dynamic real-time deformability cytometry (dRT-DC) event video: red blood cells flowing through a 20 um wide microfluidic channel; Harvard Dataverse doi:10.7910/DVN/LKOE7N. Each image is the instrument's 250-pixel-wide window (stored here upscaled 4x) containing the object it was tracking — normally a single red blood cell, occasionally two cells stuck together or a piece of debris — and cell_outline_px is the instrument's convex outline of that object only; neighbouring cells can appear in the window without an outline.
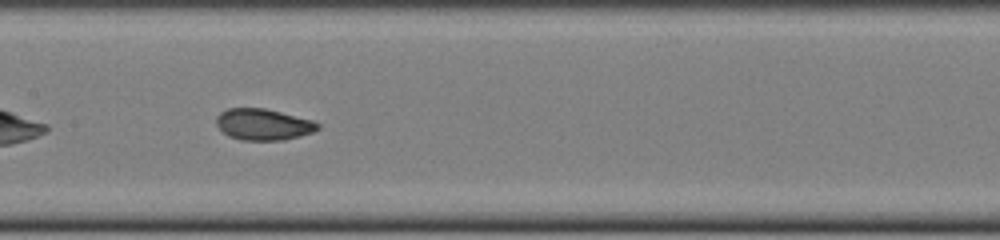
{"species": "common noctule bat (a hibernating species)", "species_latin": "Nyctalus noctula", "temperature_condition": "cold", "stored_images_in_passage": 35, "camera_frame_rate_fps": 3000, "um_per_image_px": 0.085, "animal": {"sex": "female", "body_mass_g": 22.0, "forearm_length_mm": 56.7}, "frame": {"image": 1, "passage_image": 11, "time_ms": 3.333, "image_size_px": [1000, 240], "cell_outline_px": [[320, 128], [312, 132], [300, 136], [284, 140], [240, 140], [228, 136], [216, 124], [216, 116], [220, 112], [228, 108], [264, 108], [312, 120], [320, 124]], "centroid_in_image_um": [22.36, 10.58], "position_along_channel_um": 185.0, "area_um2": 18.5}}
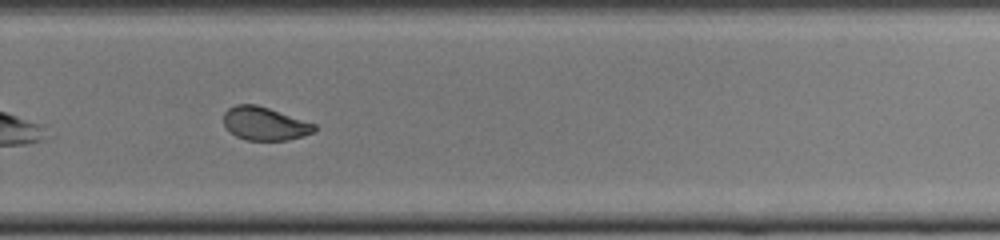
{"frame": {"image": 2, "passage_image": 20, "time_ms": 6.333, "image_size_px": [1000, 240], "cell_outline_px": [[316, 128], [312, 132], [304, 136], [288, 140], [248, 140], [236, 136], [224, 124], [224, 112], [228, 108], [236, 104], [256, 104], [316, 124]], "centroid_in_image_um": [22.5, 10.5], "position_along_channel_um": 307.3, "area_um2": 17.4}}